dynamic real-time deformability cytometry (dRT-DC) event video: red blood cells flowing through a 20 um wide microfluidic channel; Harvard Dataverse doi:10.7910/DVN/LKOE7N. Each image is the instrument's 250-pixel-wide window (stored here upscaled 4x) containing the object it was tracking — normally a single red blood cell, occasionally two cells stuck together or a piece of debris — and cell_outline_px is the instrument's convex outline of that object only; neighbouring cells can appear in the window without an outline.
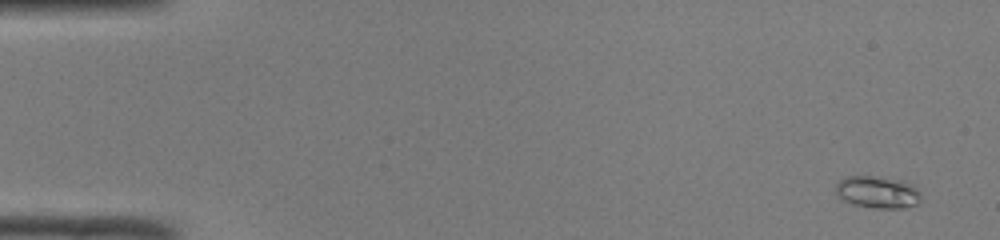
{"species": "common noctule bat (a hibernating species)", "species_latin": "Nyctalus noctula", "temperature_condition": "room temperature", "stored_images_in_passage": 50, "camera_frame_rate_fps": 3000, "um_per_image_px": 0.085, "animal": {"sex": "male", "body_mass_g": 19.0, "forearm_length_mm": 50.8}, "frame": {"image": 1, "passage_image": 1, "time_ms": 0.0, "image_size_px": [1000, 240], "cell_outline_px": [[920, 200], [916, 204], [904, 208], [876, 208], [852, 204], [840, 200], [836, 192], [836, 184], [844, 176], [872, 176], [904, 180], [912, 184], [920, 192]], "centroid_in_image_um": [74.57, 16.33], "position_along_channel_um": 10.4, "area_um2": 16.13}}
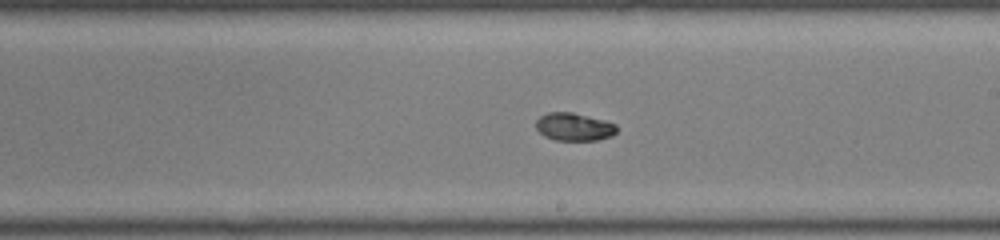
{"frame": {"image": 2, "passage_image": 28, "time_ms": 9.0, "image_size_px": [1000, 240], "cell_outline_px": [[616, 132], [612, 136], [596, 140], [556, 140], [544, 136], [536, 128], [536, 120], [540, 116], [548, 112], [572, 112], [604, 120], [616, 124]], "centroid_in_image_um": [48.78, 10.78], "position_along_channel_um": 240.2, "area_um2": 13.06}}
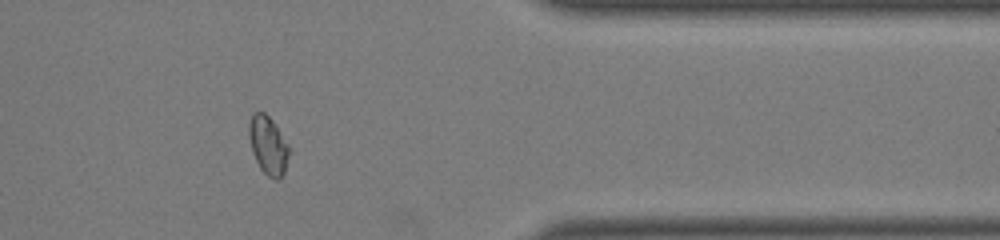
{"frame": {"image": 3, "passage_image": 40, "time_ms": 13.0, "image_size_px": [1000, 240], "cell_outline_px": [[288, 156], [284, 172], [280, 180], [276, 180], [268, 176], [260, 168], [252, 152], [248, 136], [248, 124], [252, 112], [264, 112], [272, 120], [288, 144]], "centroid_in_image_um": [22.76, 12.34], "position_along_channel_um": 388.6, "area_um2": 13.58}, "authors_computed_cell_mechanics": {"area_um2": 13.8431, "velocity_mm_per_s": 4.1076, "shape_relaxation_time_tau1_ms": 3.4732, "shape_relaxation_time_tau2_ms": 6.3093, "deformation_change_tau1": 0.1427, "deformation_change_tau2": 0.063}}